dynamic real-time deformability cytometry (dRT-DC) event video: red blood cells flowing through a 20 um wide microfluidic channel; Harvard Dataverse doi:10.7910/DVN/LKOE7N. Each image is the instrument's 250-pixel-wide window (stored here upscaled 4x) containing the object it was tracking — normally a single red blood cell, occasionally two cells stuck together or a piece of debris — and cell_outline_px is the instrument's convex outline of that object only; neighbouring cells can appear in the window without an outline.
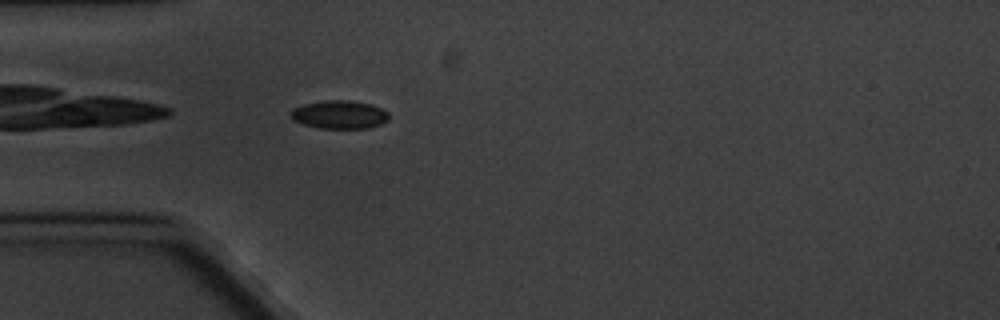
{"species": "common noctule bat (a hibernating species)", "species_latin": "Nyctalus noctula", "temperature_condition": "cold", "stored_images_in_passage": 2, "camera_frame_rate_fps": 3000, "um_per_image_px": 0.085, "animal": {"sex": "male", "body_mass_g": 20.1, "forearm_length_mm": 53.5}, "frame": {"image": 1, "passage_image": 2, "time_ms": 1.0, "image_size_px": [1000, 320], "cell_outline_px": [[388, 120], [380, 124], [368, 128], [320, 128], [304, 124], [292, 120], [292, 108], [304, 104], [328, 100], [348, 100], [372, 104], [388, 112]], "centroid_in_image_um": [28.86, 9.74], "position_along_channel_um": 56.1, "area_um2": 16.01}}